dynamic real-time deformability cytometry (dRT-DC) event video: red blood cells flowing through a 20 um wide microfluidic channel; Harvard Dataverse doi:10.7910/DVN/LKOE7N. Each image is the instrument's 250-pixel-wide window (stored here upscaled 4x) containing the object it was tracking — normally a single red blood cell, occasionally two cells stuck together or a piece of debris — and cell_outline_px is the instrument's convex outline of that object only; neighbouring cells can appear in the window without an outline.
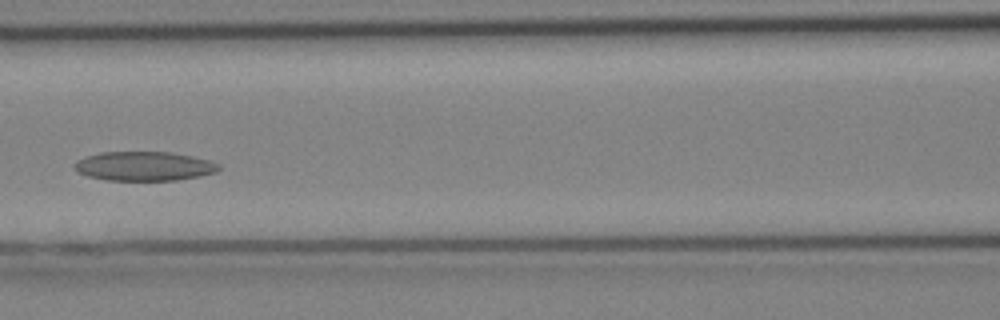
{"species": "Egyptian fruit bat (a non-hibernating species)", "species_latin": "Rousettus aegyptiacus", "temperature_condition": "cold", "stored_images_in_passage": 24, "segment_of_instrument_passage": [1, 2], "camera_frame_rate_fps": 3000, "um_per_image_px": 0.085, "animal": {"sex": "female"}, "frame": {"image": 1, "passage_image": 5, "time_ms": 1.333, "image_size_px": [1000, 320], "cell_outline_px": [[220, 168], [216, 172], [200, 176], [176, 180], [108, 180], [88, 176], [76, 172], [72, 164], [76, 160], [100, 152], [168, 152], [192, 156], [208, 160], [220, 164]], "centroid_in_image_um": [12.22, 14.12], "position_along_channel_um": 154.4, "area_um2": 24.57}}
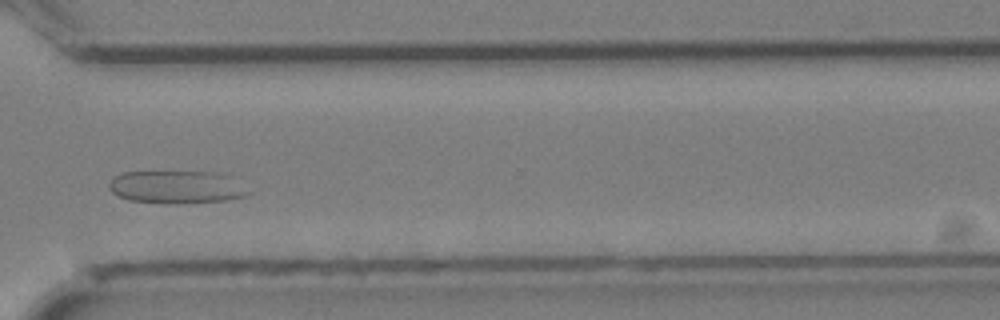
{"frame": {"image": 2, "passage_image": 15, "time_ms": 4.667, "image_size_px": [1000, 320], "cell_outline_px": [[252, 192], [244, 196], [224, 200], [176, 204], [164, 204], [128, 200], [112, 192], [108, 184], [116, 176], [124, 172], [216, 172], [228, 176]], "centroid_in_image_um": [14.99, 15.91], "position_along_channel_um": 355.6, "area_um2": 26.41}}
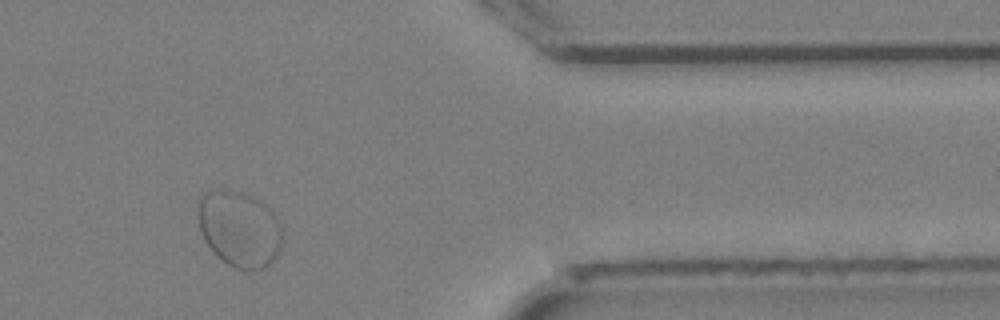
{"frame": {"image": 3, "passage_image": 18, "time_ms": 5.667, "image_size_px": [1000, 320], "cell_outline_px": [[280, 252], [264, 268], [248, 272], [236, 268], [228, 264], [216, 256], [212, 252], [204, 240], [200, 232], [196, 208], [200, 200], [208, 192], [220, 188], [240, 192], [252, 196], [260, 200], [276, 216], [280, 224]], "centroid_in_image_um": [20.31, 19.47], "position_along_channel_um": 391.1, "area_um2": 37.51}}